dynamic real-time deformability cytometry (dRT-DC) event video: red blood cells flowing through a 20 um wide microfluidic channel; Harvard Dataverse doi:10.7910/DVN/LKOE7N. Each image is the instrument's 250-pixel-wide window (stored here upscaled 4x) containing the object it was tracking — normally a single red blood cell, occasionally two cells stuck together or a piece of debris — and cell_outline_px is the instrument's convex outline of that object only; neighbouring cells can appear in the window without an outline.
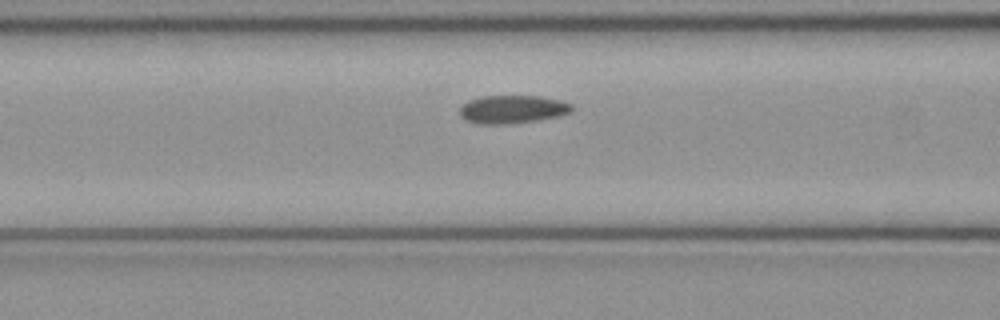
{"species": "common noctule bat (a hibernating species)", "species_latin": "Nyctalus noctula", "temperature_condition": "cold", "stored_images_in_passage": 32, "camera_frame_rate_fps": 3000, "um_per_image_px": 0.085, "animal": {"sex": "female", "body_mass_g": 21.9}, "frame": {"image": 1, "passage_image": 8, "time_ms": 2.333, "image_size_px": [1000, 320], "cell_outline_px": [[572, 112], [560, 116], [536, 120], [504, 124], [480, 124], [468, 120], [460, 116], [460, 108], [468, 100], [480, 96], [540, 96], [560, 100], [572, 104]], "centroid_in_image_um": [43.57, 9.28], "position_along_channel_um": 123.0, "area_um2": 18.32}}
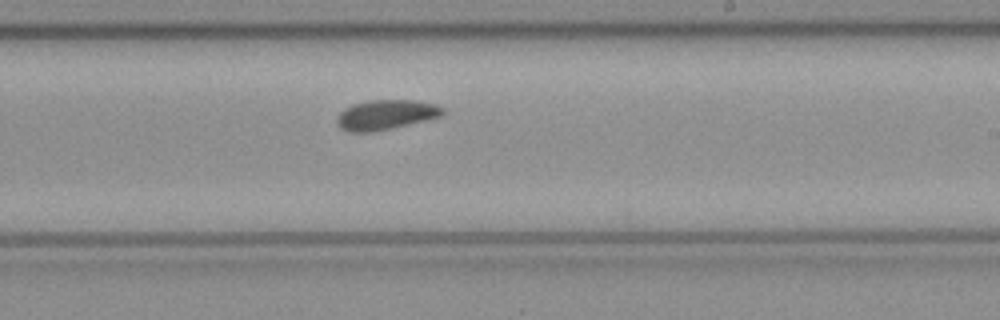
{"frame": {"image": 2, "passage_image": 18, "time_ms": 5.667, "image_size_px": [1000, 320], "cell_outline_px": [[444, 112], [440, 116], [392, 128], [372, 132], [348, 132], [340, 128], [336, 124], [336, 116], [344, 108], [352, 104], [368, 100], [412, 100], [436, 104], [444, 108]], "centroid_in_image_um": [32.73, 9.75], "position_along_channel_um": 256.3, "area_um2": 18.44}}
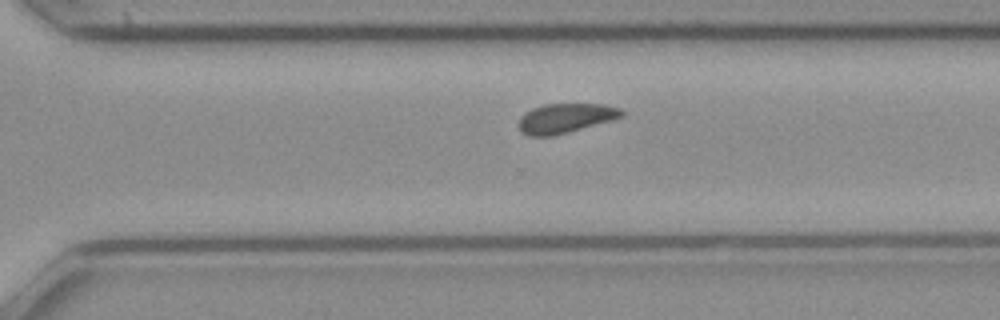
{"frame": {"image": 3, "passage_image": 23, "time_ms": 7.333, "image_size_px": [1000, 320], "cell_outline_px": [[624, 116], [612, 120], [568, 132], [552, 136], [528, 136], [520, 132], [516, 124], [520, 116], [524, 112], [532, 108], [544, 104], [604, 104], [620, 108], [624, 112]], "centroid_in_image_um": [48.0, 10.05], "position_along_channel_um": 322.6, "area_um2": 17.98}, "authors_computed_cell_mechanics": {"area_um2": 18.2648, "velocity_mm_per_s": 3.9981, "shape_relaxation_time_tau1_ms": 3.0012, "shape_relaxation_time_tau2_ms": 2.7329, "deformation_change_tau1": 0.0705, "deformation_change_tau2": 0.0745}}